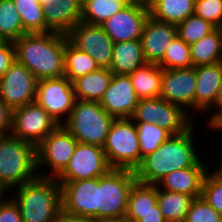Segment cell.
I'll return each instance as SVG.
<instances>
[{
    "instance_id": "cell-46",
    "label": "cell",
    "mask_w": 222,
    "mask_h": 222,
    "mask_svg": "<svg viewBox=\"0 0 222 222\" xmlns=\"http://www.w3.org/2000/svg\"><path fill=\"white\" fill-rule=\"evenodd\" d=\"M220 155H221V156H220ZM220 155L218 156L219 158H217V160L220 159L219 162H218L219 165H218V163H217L218 168L216 167V170H215V169H212L211 166H210V169H209L210 171L208 170V173H209L211 176H213L214 178L222 181V150H221ZM211 170H213V171H211ZM214 171H215V172H214Z\"/></svg>"
},
{
    "instance_id": "cell-29",
    "label": "cell",
    "mask_w": 222,
    "mask_h": 222,
    "mask_svg": "<svg viewBox=\"0 0 222 222\" xmlns=\"http://www.w3.org/2000/svg\"><path fill=\"white\" fill-rule=\"evenodd\" d=\"M99 69L96 61L86 52L78 50L68 40L64 49L65 76L73 82L89 72Z\"/></svg>"
},
{
    "instance_id": "cell-44",
    "label": "cell",
    "mask_w": 222,
    "mask_h": 222,
    "mask_svg": "<svg viewBox=\"0 0 222 222\" xmlns=\"http://www.w3.org/2000/svg\"><path fill=\"white\" fill-rule=\"evenodd\" d=\"M217 107V108H216ZM216 108V110H215ZM214 111L212 113H210V118H206L208 120H206L205 123H207V127H211L221 116H222V82H221V86L218 90L214 105L210 108Z\"/></svg>"
},
{
    "instance_id": "cell-9",
    "label": "cell",
    "mask_w": 222,
    "mask_h": 222,
    "mask_svg": "<svg viewBox=\"0 0 222 222\" xmlns=\"http://www.w3.org/2000/svg\"><path fill=\"white\" fill-rule=\"evenodd\" d=\"M192 118L180 106L171 104L161 97L139 100L130 117L134 123L157 124L171 135L186 131L195 123Z\"/></svg>"
},
{
    "instance_id": "cell-19",
    "label": "cell",
    "mask_w": 222,
    "mask_h": 222,
    "mask_svg": "<svg viewBox=\"0 0 222 222\" xmlns=\"http://www.w3.org/2000/svg\"><path fill=\"white\" fill-rule=\"evenodd\" d=\"M177 36L176 25L149 16L140 38L145 61L158 64L163 59L167 47Z\"/></svg>"
},
{
    "instance_id": "cell-2",
    "label": "cell",
    "mask_w": 222,
    "mask_h": 222,
    "mask_svg": "<svg viewBox=\"0 0 222 222\" xmlns=\"http://www.w3.org/2000/svg\"><path fill=\"white\" fill-rule=\"evenodd\" d=\"M195 127L196 124L193 123L183 133L172 135L153 153L145 156L141 165L135 170L137 181L155 185L172 171L193 166L203 156L196 150L198 146L194 140L197 139L194 136Z\"/></svg>"
},
{
    "instance_id": "cell-27",
    "label": "cell",
    "mask_w": 222,
    "mask_h": 222,
    "mask_svg": "<svg viewBox=\"0 0 222 222\" xmlns=\"http://www.w3.org/2000/svg\"><path fill=\"white\" fill-rule=\"evenodd\" d=\"M193 67L222 62V28H216L190 45Z\"/></svg>"
},
{
    "instance_id": "cell-36",
    "label": "cell",
    "mask_w": 222,
    "mask_h": 222,
    "mask_svg": "<svg viewBox=\"0 0 222 222\" xmlns=\"http://www.w3.org/2000/svg\"><path fill=\"white\" fill-rule=\"evenodd\" d=\"M216 27L204 19L192 14L177 25L178 36L188 45L196 43L210 34Z\"/></svg>"
},
{
    "instance_id": "cell-26",
    "label": "cell",
    "mask_w": 222,
    "mask_h": 222,
    "mask_svg": "<svg viewBox=\"0 0 222 222\" xmlns=\"http://www.w3.org/2000/svg\"><path fill=\"white\" fill-rule=\"evenodd\" d=\"M162 72L158 64L146 62L129 75L139 100L160 97Z\"/></svg>"
},
{
    "instance_id": "cell-14",
    "label": "cell",
    "mask_w": 222,
    "mask_h": 222,
    "mask_svg": "<svg viewBox=\"0 0 222 222\" xmlns=\"http://www.w3.org/2000/svg\"><path fill=\"white\" fill-rule=\"evenodd\" d=\"M38 79L23 64L15 62L0 78V99L12 110L36 101Z\"/></svg>"
},
{
    "instance_id": "cell-8",
    "label": "cell",
    "mask_w": 222,
    "mask_h": 222,
    "mask_svg": "<svg viewBox=\"0 0 222 222\" xmlns=\"http://www.w3.org/2000/svg\"><path fill=\"white\" fill-rule=\"evenodd\" d=\"M77 143L78 141L63 125H58L36 146L38 177L57 178L67 167ZM44 167L50 168L49 174L41 170Z\"/></svg>"
},
{
    "instance_id": "cell-35",
    "label": "cell",
    "mask_w": 222,
    "mask_h": 222,
    "mask_svg": "<svg viewBox=\"0 0 222 222\" xmlns=\"http://www.w3.org/2000/svg\"><path fill=\"white\" fill-rule=\"evenodd\" d=\"M162 69L191 68L193 63L190 45L177 36L167 47L163 59L158 63Z\"/></svg>"
},
{
    "instance_id": "cell-12",
    "label": "cell",
    "mask_w": 222,
    "mask_h": 222,
    "mask_svg": "<svg viewBox=\"0 0 222 222\" xmlns=\"http://www.w3.org/2000/svg\"><path fill=\"white\" fill-rule=\"evenodd\" d=\"M111 169L103 147L78 142L65 170L56 178L59 184L68 181L98 178Z\"/></svg>"
},
{
    "instance_id": "cell-4",
    "label": "cell",
    "mask_w": 222,
    "mask_h": 222,
    "mask_svg": "<svg viewBox=\"0 0 222 222\" xmlns=\"http://www.w3.org/2000/svg\"><path fill=\"white\" fill-rule=\"evenodd\" d=\"M38 177L36 147L11 134L0 142V183L10 191Z\"/></svg>"
},
{
    "instance_id": "cell-3",
    "label": "cell",
    "mask_w": 222,
    "mask_h": 222,
    "mask_svg": "<svg viewBox=\"0 0 222 222\" xmlns=\"http://www.w3.org/2000/svg\"><path fill=\"white\" fill-rule=\"evenodd\" d=\"M10 196L17 204L23 222H53L62 210L61 186L56 178L37 177L13 188Z\"/></svg>"
},
{
    "instance_id": "cell-13",
    "label": "cell",
    "mask_w": 222,
    "mask_h": 222,
    "mask_svg": "<svg viewBox=\"0 0 222 222\" xmlns=\"http://www.w3.org/2000/svg\"><path fill=\"white\" fill-rule=\"evenodd\" d=\"M149 17L147 1L131 0L101 26L114 43L140 39Z\"/></svg>"
},
{
    "instance_id": "cell-11",
    "label": "cell",
    "mask_w": 222,
    "mask_h": 222,
    "mask_svg": "<svg viewBox=\"0 0 222 222\" xmlns=\"http://www.w3.org/2000/svg\"><path fill=\"white\" fill-rule=\"evenodd\" d=\"M57 126L53 118L36 102L12 110L10 134L35 147Z\"/></svg>"
},
{
    "instance_id": "cell-25",
    "label": "cell",
    "mask_w": 222,
    "mask_h": 222,
    "mask_svg": "<svg viewBox=\"0 0 222 222\" xmlns=\"http://www.w3.org/2000/svg\"><path fill=\"white\" fill-rule=\"evenodd\" d=\"M149 16L178 25L194 14L195 0H147Z\"/></svg>"
},
{
    "instance_id": "cell-20",
    "label": "cell",
    "mask_w": 222,
    "mask_h": 222,
    "mask_svg": "<svg viewBox=\"0 0 222 222\" xmlns=\"http://www.w3.org/2000/svg\"><path fill=\"white\" fill-rule=\"evenodd\" d=\"M203 159L204 157L200 158L191 167L172 171L155 185L162 190L191 195L194 198L201 197L204 178L209 169L207 162Z\"/></svg>"
},
{
    "instance_id": "cell-43",
    "label": "cell",
    "mask_w": 222,
    "mask_h": 222,
    "mask_svg": "<svg viewBox=\"0 0 222 222\" xmlns=\"http://www.w3.org/2000/svg\"><path fill=\"white\" fill-rule=\"evenodd\" d=\"M12 127V109L0 99V134L9 135Z\"/></svg>"
},
{
    "instance_id": "cell-22",
    "label": "cell",
    "mask_w": 222,
    "mask_h": 222,
    "mask_svg": "<svg viewBox=\"0 0 222 222\" xmlns=\"http://www.w3.org/2000/svg\"><path fill=\"white\" fill-rule=\"evenodd\" d=\"M82 8L78 0H55L43 7L46 32L67 34L81 21Z\"/></svg>"
},
{
    "instance_id": "cell-17",
    "label": "cell",
    "mask_w": 222,
    "mask_h": 222,
    "mask_svg": "<svg viewBox=\"0 0 222 222\" xmlns=\"http://www.w3.org/2000/svg\"><path fill=\"white\" fill-rule=\"evenodd\" d=\"M195 90V67L163 69L160 97L180 106L189 115L195 111Z\"/></svg>"
},
{
    "instance_id": "cell-50",
    "label": "cell",
    "mask_w": 222,
    "mask_h": 222,
    "mask_svg": "<svg viewBox=\"0 0 222 222\" xmlns=\"http://www.w3.org/2000/svg\"><path fill=\"white\" fill-rule=\"evenodd\" d=\"M42 4V6H46V5H49V4H55V0H39Z\"/></svg>"
},
{
    "instance_id": "cell-32",
    "label": "cell",
    "mask_w": 222,
    "mask_h": 222,
    "mask_svg": "<svg viewBox=\"0 0 222 222\" xmlns=\"http://www.w3.org/2000/svg\"><path fill=\"white\" fill-rule=\"evenodd\" d=\"M157 204V186L136 182L130 191L126 214H144Z\"/></svg>"
},
{
    "instance_id": "cell-34",
    "label": "cell",
    "mask_w": 222,
    "mask_h": 222,
    "mask_svg": "<svg viewBox=\"0 0 222 222\" xmlns=\"http://www.w3.org/2000/svg\"><path fill=\"white\" fill-rule=\"evenodd\" d=\"M141 151V163L145 156L153 153L172 135L157 124L135 123Z\"/></svg>"
},
{
    "instance_id": "cell-30",
    "label": "cell",
    "mask_w": 222,
    "mask_h": 222,
    "mask_svg": "<svg viewBox=\"0 0 222 222\" xmlns=\"http://www.w3.org/2000/svg\"><path fill=\"white\" fill-rule=\"evenodd\" d=\"M131 0H93L87 3L81 12V21L87 24L101 25L125 7Z\"/></svg>"
},
{
    "instance_id": "cell-51",
    "label": "cell",
    "mask_w": 222,
    "mask_h": 222,
    "mask_svg": "<svg viewBox=\"0 0 222 222\" xmlns=\"http://www.w3.org/2000/svg\"><path fill=\"white\" fill-rule=\"evenodd\" d=\"M81 8H83L87 3L93 1V0H78Z\"/></svg>"
},
{
    "instance_id": "cell-6",
    "label": "cell",
    "mask_w": 222,
    "mask_h": 222,
    "mask_svg": "<svg viewBox=\"0 0 222 222\" xmlns=\"http://www.w3.org/2000/svg\"><path fill=\"white\" fill-rule=\"evenodd\" d=\"M103 150L111 168L135 171L141 165V151L135 123L130 118H115Z\"/></svg>"
},
{
    "instance_id": "cell-18",
    "label": "cell",
    "mask_w": 222,
    "mask_h": 222,
    "mask_svg": "<svg viewBox=\"0 0 222 222\" xmlns=\"http://www.w3.org/2000/svg\"><path fill=\"white\" fill-rule=\"evenodd\" d=\"M138 101L130 76L114 74L100 105L115 118H130Z\"/></svg>"
},
{
    "instance_id": "cell-7",
    "label": "cell",
    "mask_w": 222,
    "mask_h": 222,
    "mask_svg": "<svg viewBox=\"0 0 222 222\" xmlns=\"http://www.w3.org/2000/svg\"><path fill=\"white\" fill-rule=\"evenodd\" d=\"M136 182L135 171L128 169L111 168L98 177V219L124 217Z\"/></svg>"
},
{
    "instance_id": "cell-33",
    "label": "cell",
    "mask_w": 222,
    "mask_h": 222,
    "mask_svg": "<svg viewBox=\"0 0 222 222\" xmlns=\"http://www.w3.org/2000/svg\"><path fill=\"white\" fill-rule=\"evenodd\" d=\"M27 33L46 32L43 6L39 0H13Z\"/></svg>"
},
{
    "instance_id": "cell-28",
    "label": "cell",
    "mask_w": 222,
    "mask_h": 222,
    "mask_svg": "<svg viewBox=\"0 0 222 222\" xmlns=\"http://www.w3.org/2000/svg\"><path fill=\"white\" fill-rule=\"evenodd\" d=\"M194 199L191 195L166 191L157 187V204L166 222H184Z\"/></svg>"
},
{
    "instance_id": "cell-10",
    "label": "cell",
    "mask_w": 222,
    "mask_h": 222,
    "mask_svg": "<svg viewBox=\"0 0 222 222\" xmlns=\"http://www.w3.org/2000/svg\"><path fill=\"white\" fill-rule=\"evenodd\" d=\"M76 101L72 82L64 75L38 80L36 103H38L58 125L69 118Z\"/></svg>"
},
{
    "instance_id": "cell-47",
    "label": "cell",
    "mask_w": 222,
    "mask_h": 222,
    "mask_svg": "<svg viewBox=\"0 0 222 222\" xmlns=\"http://www.w3.org/2000/svg\"><path fill=\"white\" fill-rule=\"evenodd\" d=\"M11 192L5 185L0 183V207L6 202L7 196ZM6 194V195H5ZM5 195V197H3ZM6 198V199H5Z\"/></svg>"
},
{
    "instance_id": "cell-39",
    "label": "cell",
    "mask_w": 222,
    "mask_h": 222,
    "mask_svg": "<svg viewBox=\"0 0 222 222\" xmlns=\"http://www.w3.org/2000/svg\"><path fill=\"white\" fill-rule=\"evenodd\" d=\"M201 197L222 215V181L206 174Z\"/></svg>"
},
{
    "instance_id": "cell-49",
    "label": "cell",
    "mask_w": 222,
    "mask_h": 222,
    "mask_svg": "<svg viewBox=\"0 0 222 222\" xmlns=\"http://www.w3.org/2000/svg\"><path fill=\"white\" fill-rule=\"evenodd\" d=\"M209 129L222 131V116Z\"/></svg>"
},
{
    "instance_id": "cell-31",
    "label": "cell",
    "mask_w": 222,
    "mask_h": 222,
    "mask_svg": "<svg viewBox=\"0 0 222 222\" xmlns=\"http://www.w3.org/2000/svg\"><path fill=\"white\" fill-rule=\"evenodd\" d=\"M27 32L13 0H0V36L4 41L14 42Z\"/></svg>"
},
{
    "instance_id": "cell-21",
    "label": "cell",
    "mask_w": 222,
    "mask_h": 222,
    "mask_svg": "<svg viewBox=\"0 0 222 222\" xmlns=\"http://www.w3.org/2000/svg\"><path fill=\"white\" fill-rule=\"evenodd\" d=\"M195 112L207 113L214 105L222 82V62L195 67Z\"/></svg>"
},
{
    "instance_id": "cell-48",
    "label": "cell",
    "mask_w": 222,
    "mask_h": 222,
    "mask_svg": "<svg viewBox=\"0 0 222 222\" xmlns=\"http://www.w3.org/2000/svg\"><path fill=\"white\" fill-rule=\"evenodd\" d=\"M94 222H129L126 217H115V218H104V219H97Z\"/></svg>"
},
{
    "instance_id": "cell-15",
    "label": "cell",
    "mask_w": 222,
    "mask_h": 222,
    "mask_svg": "<svg viewBox=\"0 0 222 222\" xmlns=\"http://www.w3.org/2000/svg\"><path fill=\"white\" fill-rule=\"evenodd\" d=\"M66 35L68 41L78 50L90 55L99 68H110L114 42L101 25L80 21Z\"/></svg>"
},
{
    "instance_id": "cell-40",
    "label": "cell",
    "mask_w": 222,
    "mask_h": 222,
    "mask_svg": "<svg viewBox=\"0 0 222 222\" xmlns=\"http://www.w3.org/2000/svg\"><path fill=\"white\" fill-rule=\"evenodd\" d=\"M15 48L13 42L4 41L0 44V78L15 62Z\"/></svg>"
},
{
    "instance_id": "cell-42",
    "label": "cell",
    "mask_w": 222,
    "mask_h": 222,
    "mask_svg": "<svg viewBox=\"0 0 222 222\" xmlns=\"http://www.w3.org/2000/svg\"><path fill=\"white\" fill-rule=\"evenodd\" d=\"M125 217L129 222H166L158 204L154 206V210L147 213L126 214Z\"/></svg>"
},
{
    "instance_id": "cell-1",
    "label": "cell",
    "mask_w": 222,
    "mask_h": 222,
    "mask_svg": "<svg viewBox=\"0 0 222 222\" xmlns=\"http://www.w3.org/2000/svg\"><path fill=\"white\" fill-rule=\"evenodd\" d=\"M67 35L57 32L26 33L13 42L16 61L38 79L65 75L64 49Z\"/></svg>"
},
{
    "instance_id": "cell-52",
    "label": "cell",
    "mask_w": 222,
    "mask_h": 222,
    "mask_svg": "<svg viewBox=\"0 0 222 222\" xmlns=\"http://www.w3.org/2000/svg\"><path fill=\"white\" fill-rule=\"evenodd\" d=\"M4 136H5V135L0 134V142L2 141V139H3Z\"/></svg>"
},
{
    "instance_id": "cell-41",
    "label": "cell",
    "mask_w": 222,
    "mask_h": 222,
    "mask_svg": "<svg viewBox=\"0 0 222 222\" xmlns=\"http://www.w3.org/2000/svg\"><path fill=\"white\" fill-rule=\"evenodd\" d=\"M0 222H23L20 210L11 197L0 207Z\"/></svg>"
},
{
    "instance_id": "cell-16",
    "label": "cell",
    "mask_w": 222,
    "mask_h": 222,
    "mask_svg": "<svg viewBox=\"0 0 222 222\" xmlns=\"http://www.w3.org/2000/svg\"><path fill=\"white\" fill-rule=\"evenodd\" d=\"M60 186L63 211L98 219V178L68 181Z\"/></svg>"
},
{
    "instance_id": "cell-38",
    "label": "cell",
    "mask_w": 222,
    "mask_h": 222,
    "mask_svg": "<svg viewBox=\"0 0 222 222\" xmlns=\"http://www.w3.org/2000/svg\"><path fill=\"white\" fill-rule=\"evenodd\" d=\"M194 14L222 28V0H195Z\"/></svg>"
},
{
    "instance_id": "cell-24",
    "label": "cell",
    "mask_w": 222,
    "mask_h": 222,
    "mask_svg": "<svg viewBox=\"0 0 222 222\" xmlns=\"http://www.w3.org/2000/svg\"><path fill=\"white\" fill-rule=\"evenodd\" d=\"M113 75L110 69L99 68L75 79L72 84L76 99L100 102Z\"/></svg>"
},
{
    "instance_id": "cell-23",
    "label": "cell",
    "mask_w": 222,
    "mask_h": 222,
    "mask_svg": "<svg viewBox=\"0 0 222 222\" xmlns=\"http://www.w3.org/2000/svg\"><path fill=\"white\" fill-rule=\"evenodd\" d=\"M140 39L114 43L110 70L115 75H130L145 64Z\"/></svg>"
},
{
    "instance_id": "cell-5",
    "label": "cell",
    "mask_w": 222,
    "mask_h": 222,
    "mask_svg": "<svg viewBox=\"0 0 222 222\" xmlns=\"http://www.w3.org/2000/svg\"><path fill=\"white\" fill-rule=\"evenodd\" d=\"M115 117L108 114L100 102L76 99L63 126L78 141L103 147Z\"/></svg>"
},
{
    "instance_id": "cell-45",
    "label": "cell",
    "mask_w": 222,
    "mask_h": 222,
    "mask_svg": "<svg viewBox=\"0 0 222 222\" xmlns=\"http://www.w3.org/2000/svg\"><path fill=\"white\" fill-rule=\"evenodd\" d=\"M53 222H94V220L79 215H72L61 210Z\"/></svg>"
},
{
    "instance_id": "cell-53",
    "label": "cell",
    "mask_w": 222,
    "mask_h": 222,
    "mask_svg": "<svg viewBox=\"0 0 222 222\" xmlns=\"http://www.w3.org/2000/svg\"><path fill=\"white\" fill-rule=\"evenodd\" d=\"M3 42H4V40H3V39L1 38V36H0V44L3 43Z\"/></svg>"
},
{
    "instance_id": "cell-37",
    "label": "cell",
    "mask_w": 222,
    "mask_h": 222,
    "mask_svg": "<svg viewBox=\"0 0 222 222\" xmlns=\"http://www.w3.org/2000/svg\"><path fill=\"white\" fill-rule=\"evenodd\" d=\"M184 222H222V215L198 197L192 201Z\"/></svg>"
}]
</instances>
